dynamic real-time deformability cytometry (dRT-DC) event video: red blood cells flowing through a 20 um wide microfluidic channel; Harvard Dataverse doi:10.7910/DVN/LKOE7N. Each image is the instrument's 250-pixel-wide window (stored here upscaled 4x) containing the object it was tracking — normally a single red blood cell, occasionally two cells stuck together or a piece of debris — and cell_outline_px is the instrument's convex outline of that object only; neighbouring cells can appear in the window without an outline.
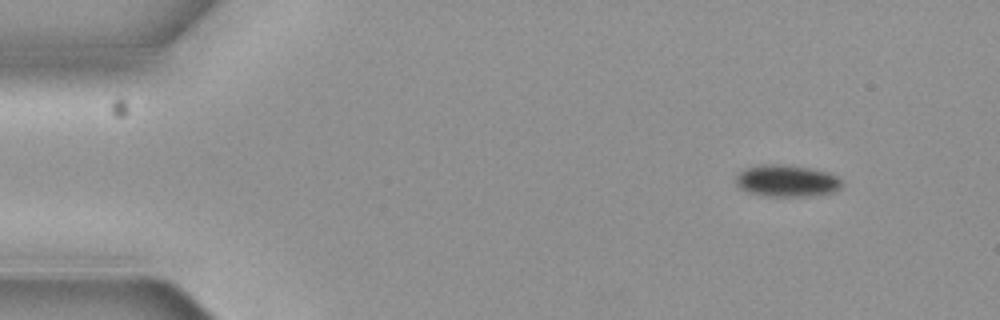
{"species": "common noctule bat (a hibernating species)", "species_latin": "Nyctalus noctula", "temperature_condition": "cold", "stored_images_in_passage": 4, "camera_frame_rate_fps": 3000, "um_per_image_px": 0.085, "animal": {"sex": "female", "body_mass_g": 19.3, "forearm_length_mm": 54.1}, "frame": {"image": 1, "passage_image": 1, "time_ms": 0.0, "image_size_px": [1000, 320], "cell_outline_px": [[840, 188], [832, 192], [804, 196], [764, 196], [748, 192], [736, 180], [736, 176], [744, 168], [756, 164], [788, 164], [828, 172], [836, 176], [840, 180]], "centroid_in_image_um": [66.85, 15.35], "position_along_channel_um": 18.1, "area_um2": 19.42}}
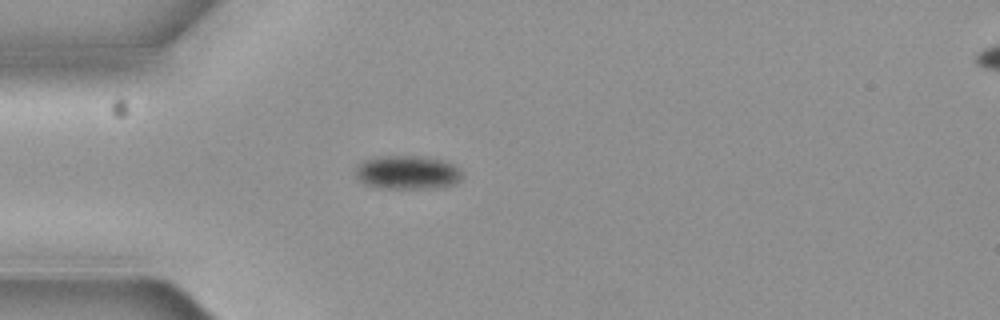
{"frame": {"image": 2, "passage_image": 3, "time_ms": 0.667, "image_size_px": [1000, 320], "cell_outline_px": [[464, 176], [456, 184], [436, 188], [380, 188], [364, 184], [356, 176], [356, 164], [364, 160], [380, 156], [424, 156], [444, 160], [456, 164], [460, 168]], "centroid_in_image_um": [34.68, 14.65], "position_along_channel_um": 50.3, "area_um2": 21.39}}